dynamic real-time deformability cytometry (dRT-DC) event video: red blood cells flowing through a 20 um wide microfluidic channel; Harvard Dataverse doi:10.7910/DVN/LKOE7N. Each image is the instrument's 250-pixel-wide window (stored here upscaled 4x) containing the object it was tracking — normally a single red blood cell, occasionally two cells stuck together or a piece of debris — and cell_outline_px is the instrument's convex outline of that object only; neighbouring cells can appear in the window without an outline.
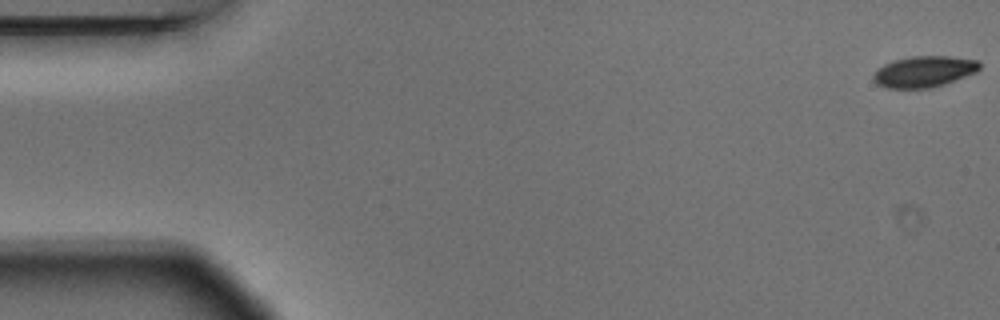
{"species": "Egyptian fruit bat (a non-hibernating species)", "species_latin": "Rousettus aegyptiacus", "temperature_condition": "warm", "stored_images_in_passage": 5, "segment_of_instrument_passage": [1, 2], "camera_frame_rate_fps": 3000, "um_per_image_px": 0.085, "animal": {"sex": "male"}, "frame": {"image": 1, "passage_image": 1, "time_ms": 0.0, "image_size_px": [1000, 320], "cell_outline_px": [[980, 68], [976, 72], [944, 84], [928, 88], [884, 88], [876, 84], [872, 80], [872, 76], [876, 68], [884, 64], [896, 60], [912, 56], [948, 56], [980, 60]], "centroid_in_image_um": [78.51, 6.08], "position_along_channel_um": 6.5, "area_um2": 19.36}}
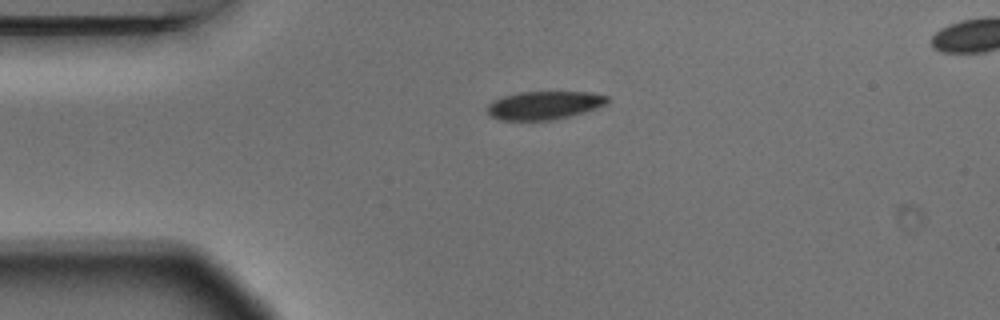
{"frame": {"image": 2, "passage_image": 4, "time_ms": 1.0, "image_size_px": [1000, 320], "cell_outline_px": [[608, 100], [604, 104], [596, 108], [568, 116], [552, 120], [500, 120], [492, 116], [488, 112], [488, 104], [492, 100], [504, 96], [520, 92], [588, 92], [608, 96]], "centroid_in_image_um": [46.22, 8.94], "position_along_channel_um": 38.8, "area_um2": 19.48}}